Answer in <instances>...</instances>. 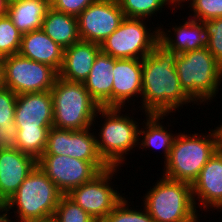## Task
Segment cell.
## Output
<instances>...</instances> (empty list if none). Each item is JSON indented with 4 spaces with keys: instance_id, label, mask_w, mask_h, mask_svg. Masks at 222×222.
<instances>
[{
    "instance_id": "12",
    "label": "cell",
    "mask_w": 222,
    "mask_h": 222,
    "mask_svg": "<svg viewBox=\"0 0 222 222\" xmlns=\"http://www.w3.org/2000/svg\"><path fill=\"white\" fill-rule=\"evenodd\" d=\"M124 19L117 0H96L77 16L80 39L101 45Z\"/></svg>"
},
{
    "instance_id": "25",
    "label": "cell",
    "mask_w": 222,
    "mask_h": 222,
    "mask_svg": "<svg viewBox=\"0 0 222 222\" xmlns=\"http://www.w3.org/2000/svg\"><path fill=\"white\" fill-rule=\"evenodd\" d=\"M49 129H18V150L39 159L45 152Z\"/></svg>"
},
{
    "instance_id": "10",
    "label": "cell",
    "mask_w": 222,
    "mask_h": 222,
    "mask_svg": "<svg viewBox=\"0 0 222 222\" xmlns=\"http://www.w3.org/2000/svg\"><path fill=\"white\" fill-rule=\"evenodd\" d=\"M37 165L64 195L110 167L105 161H83L66 155H42Z\"/></svg>"
},
{
    "instance_id": "33",
    "label": "cell",
    "mask_w": 222,
    "mask_h": 222,
    "mask_svg": "<svg viewBox=\"0 0 222 222\" xmlns=\"http://www.w3.org/2000/svg\"><path fill=\"white\" fill-rule=\"evenodd\" d=\"M96 0H50V7L56 11L77 17Z\"/></svg>"
},
{
    "instance_id": "21",
    "label": "cell",
    "mask_w": 222,
    "mask_h": 222,
    "mask_svg": "<svg viewBox=\"0 0 222 222\" xmlns=\"http://www.w3.org/2000/svg\"><path fill=\"white\" fill-rule=\"evenodd\" d=\"M116 58L100 51L83 84L100 107H112V87Z\"/></svg>"
},
{
    "instance_id": "11",
    "label": "cell",
    "mask_w": 222,
    "mask_h": 222,
    "mask_svg": "<svg viewBox=\"0 0 222 222\" xmlns=\"http://www.w3.org/2000/svg\"><path fill=\"white\" fill-rule=\"evenodd\" d=\"M117 169L109 167L101 171L91 181L72 189L67 196L101 222L124 197L110 185L113 175L119 171Z\"/></svg>"
},
{
    "instance_id": "8",
    "label": "cell",
    "mask_w": 222,
    "mask_h": 222,
    "mask_svg": "<svg viewBox=\"0 0 222 222\" xmlns=\"http://www.w3.org/2000/svg\"><path fill=\"white\" fill-rule=\"evenodd\" d=\"M146 19L125 18L100 45L101 51L116 59H140L159 44V29L151 32Z\"/></svg>"
},
{
    "instance_id": "16",
    "label": "cell",
    "mask_w": 222,
    "mask_h": 222,
    "mask_svg": "<svg viewBox=\"0 0 222 222\" xmlns=\"http://www.w3.org/2000/svg\"><path fill=\"white\" fill-rule=\"evenodd\" d=\"M192 197L196 206L222 210V151L217 150L201 169L191 185ZM197 197V198H196ZM202 204V205H200ZM218 208V209H217Z\"/></svg>"
},
{
    "instance_id": "5",
    "label": "cell",
    "mask_w": 222,
    "mask_h": 222,
    "mask_svg": "<svg viewBox=\"0 0 222 222\" xmlns=\"http://www.w3.org/2000/svg\"><path fill=\"white\" fill-rule=\"evenodd\" d=\"M175 68L183 91L194 103L213 101L222 82V66L207 48L176 55Z\"/></svg>"
},
{
    "instance_id": "7",
    "label": "cell",
    "mask_w": 222,
    "mask_h": 222,
    "mask_svg": "<svg viewBox=\"0 0 222 222\" xmlns=\"http://www.w3.org/2000/svg\"><path fill=\"white\" fill-rule=\"evenodd\" d=\"M121 110L119 107L98 109L100 117L106 118L99 129V138L96 137L97 149L110 167H119L127 159V152L139 145L138 122L128 114L121 115Z\"/></svg>"
},
{
    "instance_id": "27",
    "label": "cell",
    "mask_w": 222,
    "mask_h": 222,
    "mask_svg": "<svg viewBox=\"0 0 222 222\" xmlns=\"http://www.w3.org/2000/svg\"><path fill=\"white\" fill-rule=\"evenodd\" d=\"M22 34L14 26L8 15H0V59L18 54Z\"/></svg>"
},
{
    "instance_id": "29",
    "label": "cell",
    "mask_w": 222,
    "mask_h": 222,
    "mask_svg": "<svg viewBox=\"0 0 222 222\" xmlns=\"http://www.w3.org/2000/svg\"><path fill=\"white\" fill-rule=\"evenodd\" d=\"M53 216L57 222H97L67 195L61 197Z\"/></svg>"
},
{
    "instance_id": "36",
    "label": "cell",
    "mask_w": 222,
    "mask_h": 222,
    "mask_svg": "<svg viewBox=\"0 0 222 222\" xmlns=\"http://www.w3.org/2000/svg\"><path fill=\"white\" fill-rule=\"evenodd\" d=\"M218 136V149L222 151V124L215 128Z\"/></svg>"
},
{
    "instance_id": "1",
    "label": "cell",
    "mask_w": 222,
    "mask_h": 222,
    "mask_svg": "<svg viewBox=\"0 0 222 222\" xmlns=\"http://www.w3.org/2000/svg\"><path fill=\"white\" fill-rule=\"evenodd\" d=\"M175 60L176 55L160 44L142 59V104L139 108L145 110L144 114L169 115L194 102L180 85Z\"/></svg>"
},
{
    "instance_id": "34",
    "label": "cell",
    "mask_w": 222,
    "mask_h": 222,
    "mask_svg": "<svg viewBox=\"0 0 222 222\" xmlns=\"http://www.w3.org/2000/svg\"><path fill=\"white\" fill-rule=\"evenodd\" d=\"M17 133L18 128L15 122L11 125H0V150L18 149Z\"/></svg>"
},
{
    "instance_id": "4",
    "label": "cell",
    "mask_w": 222,
    "mask_h": 222,
    "mask_svg": "<svg viewBox=\"0 0 222 222\" xmlns=\"http://www.w3.org/2000/svg\"><path fill=\"white\" fill-rule=\"evenodd\" d=\"M53 104V127L66 130H85L98 116L100 106L91 97L83 82L56 78L50 90Z\"/></svg>"
},
{
    "instance_id": "13",
    "label": "cell",
    "mask_w": 222,
    "mask_h": 222,
    "mask_svg": "<svg viewBox=\"0 0 222 222\" xmlns=\"http://www.w3.org/2000/svg\"><path fill=\"white\" fill-rule=\"evenodd\" d=\"M51 127L43 155H66L83 161H104L97 149L96 132ZM90 131V132H89Z\"/></svg>"
},
{
    "instance_id": "20",
    "label": "cell",
    "mask_w": 222,
    "mask_h": 222,
    "mask_svg": "<svg viewBox=\"0 0 222 222\" xmlns=\"http://www.w3.org/2000/svg\"><path fill=\"white\" fill-rule=\"evenodd\" d=\"M19 54L33 61L47 64L60 71L64 49L55 43L42 29L22 34Z\"/></svg>"
},
{
    "instance_id": "9",
    "label": "cell",
    "mask_w": 222,
    "mask_h": 222,
    "mask_svg": "<svg viewBox=\"0 0 222 222\" xmlns=\"http://www.w3.org/2000/svg\"><path fill=\"white\" fill-rule=\"evenodd\" d=\"M3 86L15 94L50 91L58 72L51 66L18 54L1 59Z\"/></svg>"
},
{
    "instance_id": "32",
    "label": "cell",
    "mask_w": 222,
    "mask_h": 222,
    "mask_svg": "<svg viewBox=\"0 0 222 222\" xmlns=\"http://www.w3.org/2000/svg\"><path fill=\"white\" fill-rule=\"evenodd\" d=\"M17 94L9 88H0V125H11L15 121Z\"/></svg>"
},
{
    "instance_id": "14",
    "label": "cell",
    "mask_w": 222,
    "mask_h": 222,
    "mask_svg": "<svg viewBox=\"0 0 222 222\" xmlns=\"http://www.w3.org/2000/svg\"><path fill=\"white\" fill-rule=\"evenodd\" d=\"M53 104L50 91L17 95L15 124L18 129L53 127Z\"/></svg>"
},
{
    "instance_id": "22",
    "label": "cell",
    "mask_w": 222,
    "mask_h": 222,
    "mask_svg": "<svg viewBox=\"0 0 222 222\" xmlns=\"http://www.w3.org/2000/svg\"><path fill=\"white\" fill-rule=\"evenodd\" d=\"M50 0H10L7 15L14 26L25 34L42 29Z\"/></svg>"
},
{
    "instance_id": "15",
    "label": "cell",
    "mask_w": 222,
    "mask_h": 222,
    "mask_svg": "<svg viewBox=\"0 0 222 222\" xmlns=\"http://www.w3.org/2000/svg\"><path fill=\"white\" fill-rule=\"evenodd\" d=\"M37 166V159L20 150H0V208Z\"/></svg>"
},
{
    "instance_id": "23",
    "label": "cell",
    "mask_w": 222,
    "mask_h": 222,
    "mask_svg": "<svg viewBox=\"0 0 222 222\" xmlns=\"http://www.w3.org/2000/svg\"><path fill=\"white\" fill-rule=\"evenodd\" d=\"M42 30L63 49L81 40L77 17L56 11L51 7L43 19Z\"/></svg>"
},
{
    "instance_id": "3",
    "label": "cell",
    "mask_w": 222,
    "mask_h": 222,
    "mask_svg": "<svg viewBox=\"0 0 222 222\" xmlns=\"http://www.w3.org/2000/svg\"><path fill=\"white\" fill-rule=\"evenodd\" d=\"M209 131L207 135L176 134L169 157L164 161L163 176L192 185L203 166L218 150L216 130Z\"/></svg>"
},
{
    "instance_id": "40",
    "label": "cell",
    "mask_w": 222,
    "mask_h": 222,
    "mask_svg": "<svg viewBox=\"0 0 222 222\" xmlns=\"http://www.w3.org/2000/svg\"><path fill=\"white\" fill-rule=\"evenodd\" d=\"M0 222H11L0 212Z\"/></svg>"
},
{
    "instance_id": "39",
    "label": "cell",
    "mask_w": 222,
    "mask_h": 222,
    "mask_svg": "<svg viewBox=\"0 0 222 222\" xmlns=\"http://www.w3.org/2000/svg\"><path fill=\"white\" fill-rule=\"evenodd\" d=\"M3 87L2 62L0 59V88Z\"/></svg>"
},
{
    "instance_id": "30",
    "label": "cell",
    "mask_w": 222,
    "mask_h": 222,
    "mask_svg": "<svg viewBox=\"0 0 222 222\" xmlns=\"http://www.w3.org/2000/svg\"><path fill=\"white\" fill-rule=\"evenodd\" d=\"M207 49L222 66V17L203 21Z\"/></svg>"
},
{
    "instance_id": "19",
    "label": "cell",
    "mask_w": 222,
    "mask_h": 222,
    "mask_svg": "<svg viewBox=\"0 0 222 222\" xmlns=\"http://www.w3.org/2000/svg\"><path fill=\"white\" fill-rule=\"evenodd\" d=\"M100 51L99 44L83 40L65 48L58 77L70 82H84Z\"/></svg>"
},
{
    "instance_id": "26",
    "label": "cell",
    "mask_w": 222,
    "mask_h": 222,
    "mask_svg": "<svg viewBox=\"0 0 222 222\" xmlns=\"http://www.w3.org/2000/svg\"><path fill=\"white\" fill-rule=\"evenodd\" d=\"M125 18L147 19L163 6L171 5L168 0H117ZM156 12V13H155Z\"/></svg>"
},
{
    "instance_id": "6",
    "label": "cell",
    "mask_w": 222,
    "mask_h": 222,
    "mask_svg": "<svg viewBox=\"0 0 222 222\" xmlns=\"http://www.w3.org/2000/svg\"><path fill=\"white\" fill-rule=\"evenodd\" d=\"M159 180L142 199L143 207L153 220L155 222H200L191 185L165 176Z\"/></svg>"
},
{
    "instance_id": "17",
    "label": "cell",
    "mask_w": 222,
    "mask_h": 222,
    "mask_svg": "<svg viewBox=\"0 0 222 222\" xmlns=\"http://www.w3.org/2000/svg\"><path fill=\"white\" fill-rule=\"evenodd\" d=\"M112 74V107L123 109L133 97L142 96V60L116 59Z\"/></svg>"
},
{
    "instance_id": "35",
    "label": "cell",
    "mask_w": 222,
    "mask_h": 222,
    "mask_svg": "<svg viewBox=\"0 0 222 222\" xmlns=\"http://www.w3.org/2000/svg\"><path fill=\"white\" fill-rule=\"evenodd\" d=\"M10 0H0V15H7Z\"/></svg>"
},
{
    "instance_id": "38",
    "label": "cell",
    "mask_w": 222,
    "mask_h": 222,
    "mask_svg": "<svg viewBox=\"0 0 222 222\" xmlns=\"http://www.w3.org/2000/svg\"><path fill=\"white\" fill-rule=\"evenodd\" d=\"M184 1L186 2V3H188L190 0H168V2L170 3V4H173V5H171V6H174L175 8H176V6L178 7H180L181 8V6L182 5H184V4H181L182 2L184 3ZM181 4V5H180Z\"/></svg>"
},
{
    "instance_id": "28",
    "label": "cell",
    "mask_w": 222,
    "mask_h": 222,
    "mask_svg": "<svg viewBox=\"0 0 222 222\" xmlns=\"http://www.w3.org/2000/svg\"><path fill=\"white\" fill-rule=\"evenodd\" d=\"M125 197L114 207V209L101 222H155L144 207L142 210L129 207Z\"/></svg>"
},
{
    "instance_id": "2",
    "label": "cell",
    "mask_w": 222,
    "mask_h": 222,
    "mask_svg": "<svg viewBox=\"0 0 222 222\" xmlns=\"http://www.w3.org/2000/svg\"><path fill=\"white\" fill-rule=\"evenodd\" d=\"M63 195L37 165L18 190L2 205L0 212L9 219L8 212L16 206L17 210L14 211L17 217L16 222L46 218L54 215L58 202ZM9 221L15 222L11 219Z\"/></svg>"
},
{
    "instance_id": "37",
    "label": "cell",
    "mask_w": 222,
    "mask_h": 222,
    "mask_svg": "<svg viewBox=\"0 0 222 222\" xmlns=\"http://www.w3.org/2000/svg\"><path fill=\"white\" fill-rule=\"evenodd\" d=\"M27 222H57L56 218L52 215L46 218H40V219H35V220H30Z\"/></svg>"
},
{
    "instance_id": "31",
    "label": "cell",
    "mask_w": 222,
    "mask_h": 222,
    "mask_svg": "<svg viewBox=\"0 0 222 222\" xmlns=\"http://www.w3.org/2000/svg\"><path fill=\"white\" fill-rule=\"evenodd\" d=\"M192 19L206 21L222 17V0H190ZM194 17V18H193Z\"/></svg>"
},
{
    "instance_id": "24",
    "label": "cell",
    "mask_w": 222,
    "mask_h": 222,
    "mask_svg": "<svg viewBox=\"0 0 222 222\" xmlns=\"http://www.w3.org/2000/svg\"><path fill=\"white\" fill-rule=\"evenodd\" d=\"M164 116H168V114H146V122L144 128L142 127L139 129V147L143 149H158L163 150L164 160L166 161L169 157L170 150L173 145V141L176 135L172 134L168 131L163 125L161 124V120L165 119ZM161 119V120H160ZM142 129V130H141ZM144 134V135H143ZM142 139V140H141Z\"/></svg>"
},
{
    "instance_id": "18",
    "label": "cell",
    "mask_w": 222,
    "mask_h": 222,
    "mask_svg": "<svg viewBox=\"0 0 222 222\" xmlns=\"http://www.w3.org/2000/svg\"><path fill=\"white\" fill-rule=\"evenodd\" d=\"M158 28L159 44L165 50L172 52L175 55L200 48H207L205 27L202 21H197L192 18L190 19L189 17L182 25H175V27L172 29L174 32L173 36H170V30H167V33L166 30L164 31V28Z\"/></svg>"
}]
</instances>
